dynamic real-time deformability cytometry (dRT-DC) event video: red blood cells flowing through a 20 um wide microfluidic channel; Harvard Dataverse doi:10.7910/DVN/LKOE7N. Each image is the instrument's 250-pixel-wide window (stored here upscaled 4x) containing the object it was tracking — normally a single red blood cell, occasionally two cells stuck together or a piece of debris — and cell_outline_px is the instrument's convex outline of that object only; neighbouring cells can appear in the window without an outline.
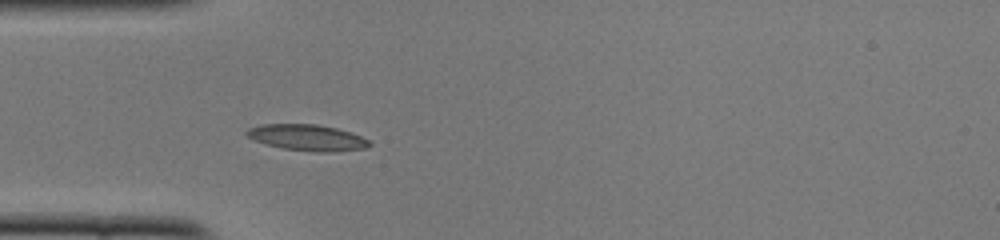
{"species": "common noctule bat (a hibernating species)", "species_latin": "Nyctalus noctula", "temperature_condition": "cold", "stored_images_in_passage": 37, "camera_frame_rate_fps": 3000, "um_per_image_px": 0.085, "animal": {"sex": "female", "body_mass_g": 22.0, "forearm_length_mm": 56.7}, "frame": {"image": 1, "passage_image": 1, "time_ms": 0.0, "image_size_px": [1000, 240], "cell_outline_px": [[372, 144], [364, 148], [328, 152], [316, 152], [284, 148], [264, 144], [248, 136], [244, 132], [248, 128], [260, 124], [316, 124], [336, 128], [352, 132], [368, 140]], "centroid_in_image_um": [26.1, 11.68], "position_along_channel_um": 58.9, "area_um2": 18.55}}
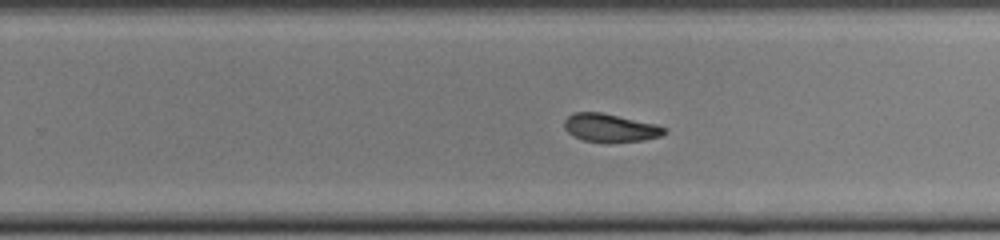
{"frame": {"image": 2, "passage_image": 18, "time_ms": 5.667, "image_size_px": [1000, 240], "cell_outline_px": [[668, 132], [660, 136], [644, 140], [608, 144], [584, 140], [572, 136], [564, 128], [564, 120], [572, 112], [600, 112], [656, 124], [664, 128]], "centroid_in_image_um": [51.84, 10.89], "position_along_channel_um": 278.0, "area_um2": 16.7}}
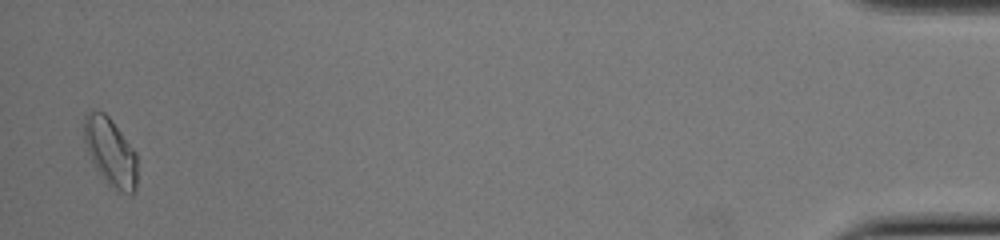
{"frame": {"image": 3, "passage_image": 36, "time_ms": 11.667, "image_size_px": [1000, 240], "cell_outline_px": [[136, 192], [132, 196], [112, 188], [104, 180], [96, 168], [88, 152], [84, 140], [84, 116], [92, 108], [104, 112], [112, 120], [136, 152]], "centroid_in_image_um": [9.39, 12.91], "position_along_channel_um": 425.8, "area_um2": 21.21}, "authors_computed_cell_mechanics": {"area_um2": 17.2244, "velocity_mm_per_s": 3.9159, "shape_relaxation_time_tau1_ms": null, "shape_relaxation_time_tau2_ms": 4.701, "deformation_change_tau1": null, "deformation_change_tau2": 0.0984}}